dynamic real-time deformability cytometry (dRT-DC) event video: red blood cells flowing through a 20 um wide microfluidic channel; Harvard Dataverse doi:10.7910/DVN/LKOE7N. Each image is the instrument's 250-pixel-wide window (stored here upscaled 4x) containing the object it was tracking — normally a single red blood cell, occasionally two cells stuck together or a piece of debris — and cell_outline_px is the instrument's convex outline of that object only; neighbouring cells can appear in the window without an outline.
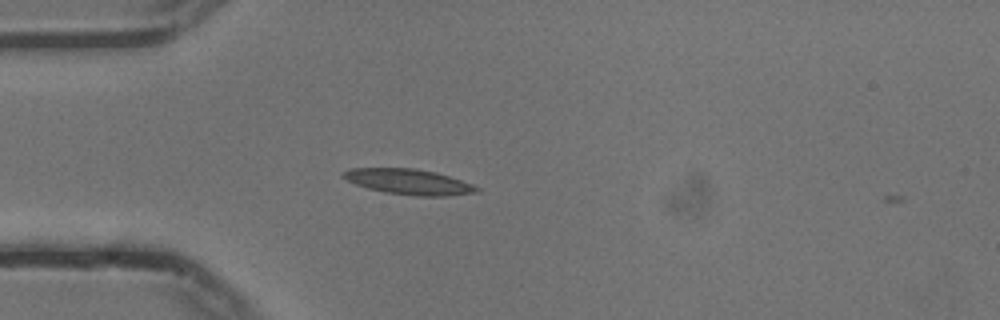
{"species": "common noctule bat (a hibernating species)", "species_latin": "Nyctalus noctula", "temperature_condition": "cold", "stored_images_in_passage": 3, "camera_frame_rate_fps": 3000, "um_per_image_px": 0.085, "animal": {"sex": "male", "body_mass_g": 13.3}, "frame": {"image": 1, "passage_image": 2, "time_ms": 0.333, "image_size_px": [1000, 320], "cell_outline_px": [[480, 192], [448, 196], [416, 196], [388, 192], [368, 188], [356, 184], [340, 176], [340, 172], [348, 168], [416, 168], [436, 172], [472, 184], [480, 188]], "centroid_in_image_um": [34.74, 15.44], "position_along_channel_um": 50.3, "area_um2": 19.83}}